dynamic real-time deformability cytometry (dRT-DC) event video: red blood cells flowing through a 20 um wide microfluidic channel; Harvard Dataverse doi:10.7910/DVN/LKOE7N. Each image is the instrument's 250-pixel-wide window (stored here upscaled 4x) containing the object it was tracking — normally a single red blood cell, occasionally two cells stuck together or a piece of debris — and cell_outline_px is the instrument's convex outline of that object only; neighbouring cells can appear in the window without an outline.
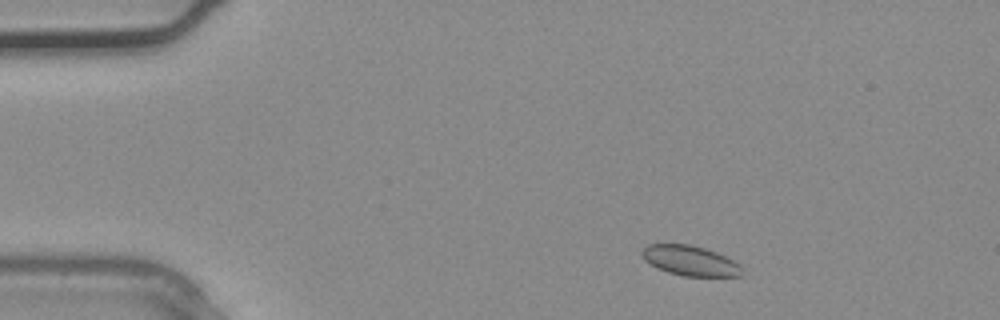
{"species": "common noctule bat (a hibernating species)", "species_latin": "Nyctalus noctula", "temperature_condition": "warm", "stored_images_in_passage": 2, "camera_frame_rate_fps": 3000, "um_per_image_px": 0.085, "animal": {"sex": "male", "body_mass_g": 20.4}, "frame": {"image": 1, "passage_image": 1, "time_ms": 0.0, "image_size_px": [1000, 320], "cell_outline_px": [[744, 276], [684, 276], [668, 272], [644, 260], [640, 252], [648, 244], [688, 244], [704, 248], [716, 252], [740, 264], [744, 268]], "centroid_in_image_um": [58.71, 22.16], "position_along_channel_um": 26.3, "area_um2": 17.46}}